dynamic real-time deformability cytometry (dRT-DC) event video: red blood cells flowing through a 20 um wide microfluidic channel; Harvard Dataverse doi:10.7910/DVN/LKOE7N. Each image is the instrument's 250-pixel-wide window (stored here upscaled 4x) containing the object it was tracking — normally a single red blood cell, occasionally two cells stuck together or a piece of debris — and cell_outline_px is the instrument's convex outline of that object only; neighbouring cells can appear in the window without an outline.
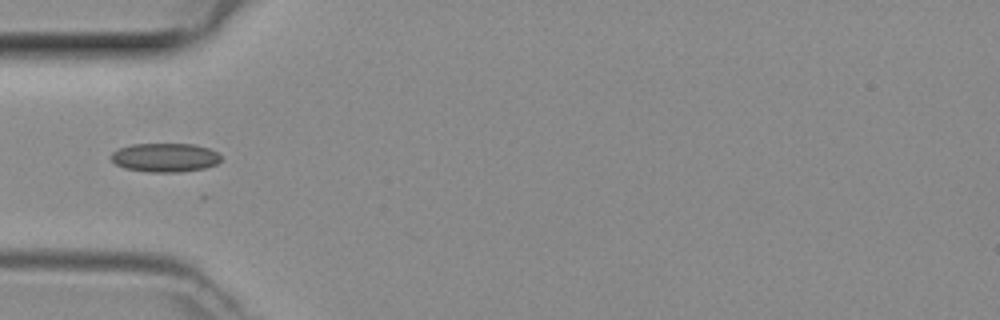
{"species": "common noctule bat (a hibernating species)", "species_latin": "Nyctalus noctula", "temperature_condition": "room temperature", "stored_images_in_passage": 15, "camera_frame_rate_fps": 3000, "um_per_image_px": 0.085, "animal": {"sex": "female", "body_mass_g": 29.2, "forearm_length_mm": 56.3}, "frame": {"image": 1, "passage_image": 8, "time_ms": 2.333, "image_size_px": [1000, 320], "cell_outline_px": [[220, 160], [216, 164], [204, 168], [180, 172], [148, 172], [124, 168], [116, 164], [112, 160], [112, 152], [120, 148], [132, 144], [192, 144], [208, 148], [216, 152], [220, 156]], "centroid_in_image_um": [14.01, 13.39], "position_along_channel_um": 71.0, "area_um2": 18.32}}
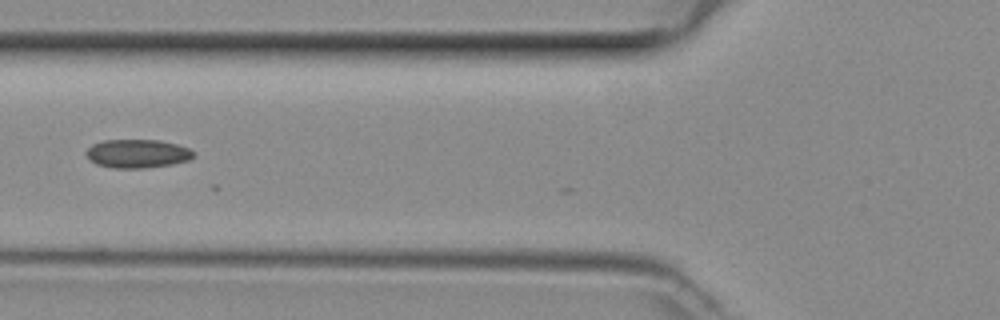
{"frame": {"image": 2, "passage_image": 11, "time_ms": 3.333, "image_size_px": [1000, 320], "cell_outline_px": [[196, 156], [192, 160], [172, 164], [144, 168], [112, 168], [96, 164], [84, 152], [92, 144], [104, 140], [160, 140], [176, 144], [188, 148], [196, 152]], "centroid_in_image_um": [11.73, 13.06], "position_along_channel_um": 114.1, "area_um2": 18.03}}